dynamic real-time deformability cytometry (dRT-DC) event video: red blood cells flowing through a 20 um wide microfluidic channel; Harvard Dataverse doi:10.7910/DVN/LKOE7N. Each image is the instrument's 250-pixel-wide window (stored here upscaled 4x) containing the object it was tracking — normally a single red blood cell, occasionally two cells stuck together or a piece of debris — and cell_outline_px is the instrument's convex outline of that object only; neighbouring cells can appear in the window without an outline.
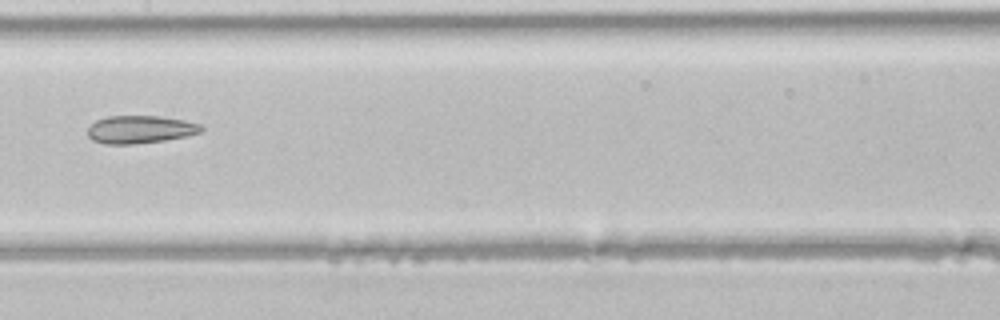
{"species": "common noctule bat (a hibernating species)", "species_latin": "Nyctalus noctula", "temperature_condition": "room temperature", "stored_images_in_passage": 6, "camera_frame_rate_fps": 3000, "um_per_image_px": 0.085, "animal": {"sex": "male", "body_mass_g": 21.5, "forearm_length_mm": 52.0}, "frame": {"image": 1, "passage_image": 6, "time_ms": 1.667, "image_size_px": [1000, 320], "cell_outline_px": [[204, 128], [200, 132], [188, 136], [164, 140], [132, 144], [104, 144], [92, 140], [88, 136], [88, 128], [96, 120], [108, 116], [160, 116], [184, 120], [200, 124]], "centroid_in_image_um": [11.91, 11.0], "position_along_channel_um": 195.5, "area_um2": 18.38}}